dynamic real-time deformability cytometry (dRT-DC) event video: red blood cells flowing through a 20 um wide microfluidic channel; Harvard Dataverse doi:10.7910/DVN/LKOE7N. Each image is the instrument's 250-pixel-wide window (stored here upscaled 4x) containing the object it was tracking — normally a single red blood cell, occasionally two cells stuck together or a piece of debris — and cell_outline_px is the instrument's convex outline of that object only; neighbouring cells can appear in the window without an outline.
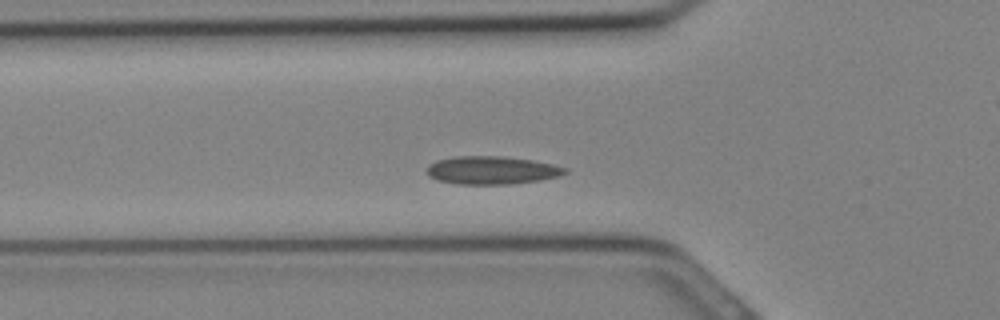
{"species": "Egyptian fruit bat (a non-hibernating species)", "species_latin": "Rousettus aegyptiacus", "temperature_condition": "cold", "stored_images_in_passage": 26, "camera_frame_rate_fps": 3000, "um_per_image_px": 0.085, "animal": {"sex": "female"}, "frame": {"image": 1, "passage_image": 4, "time_ms": 1.0, "image_size_px": [1000, 320], "cell_outline_px": [[568, 172], [560, 176], [540, 180], [508, 184], [460, 184], [436, 180], [428, 176], [424, 172], [428, 164], [436, 160], [456, 156], [504, 156], [532, 160], [552, 164], [568, 168]], "centroid_in_image_um": [41.76, 14.46], "position_along_channel_um": 84.0, "area_um2": 22.83}}
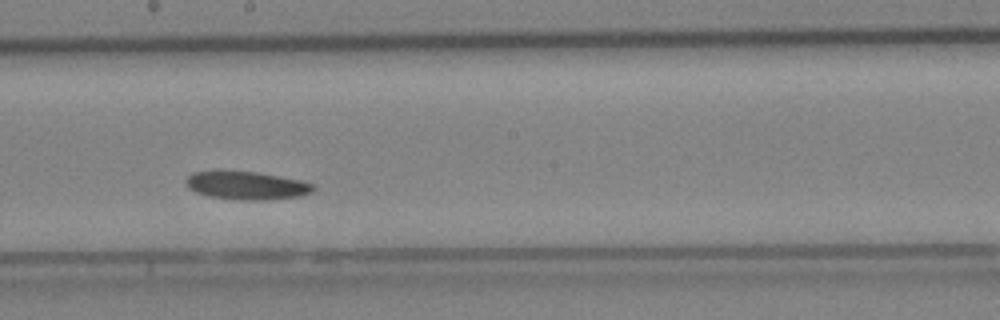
{"frame": {"image": 2, "passage_image": 11, "time_ms": 3.333, "image_size_px": [1000, 320], "cell_outline_px": [[316, 188], [312, 192], [300, 196], [268, 200], [236, 200], [208, 196], [196, 192], [188, 188], [184, 180], [192, 172], [256, 172], [300, 180], [316, 184]], "centroid_in_image_um": [21.0, 15.79], "position_along_channel_um": 227.2, "area_um2": 20.81}}
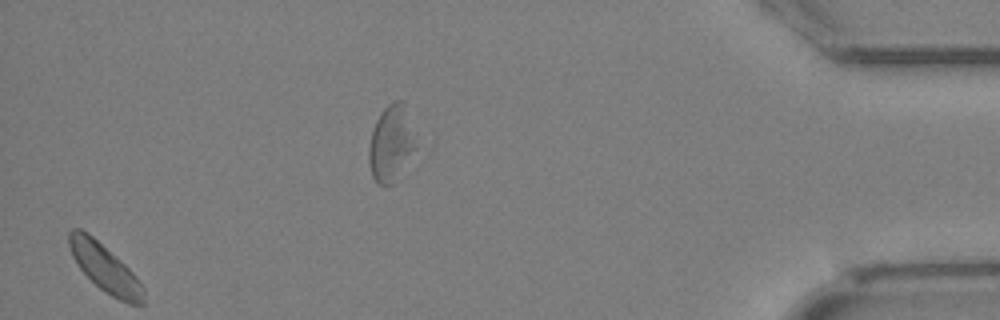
{"frame": {"image": 3, "passage_image": 25, "time_ms": 8.0, "image_size_px": [1000, 320], "cell_outline_px": [[144, 304], [128, 304], [104, 292], [80, 268], [72, 256], [68, 244], [68, 232], [72, 228], [80, 228], [88, 232], [120, 260], [132, 272], [144, 288]], "centroid_in_image_um": [8.9, 22.77], "position_along_channel_um": 426.3, "area_um2": 20.4}}